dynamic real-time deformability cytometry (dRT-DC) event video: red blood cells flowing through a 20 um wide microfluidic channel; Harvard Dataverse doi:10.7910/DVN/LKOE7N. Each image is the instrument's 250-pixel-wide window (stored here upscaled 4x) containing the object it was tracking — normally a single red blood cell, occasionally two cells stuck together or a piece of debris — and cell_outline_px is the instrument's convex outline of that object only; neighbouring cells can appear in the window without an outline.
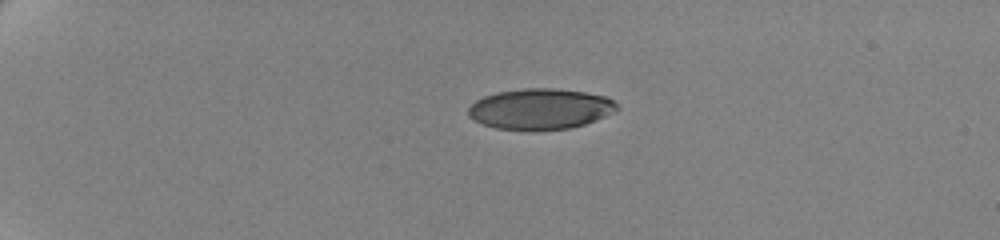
{"species": "human", "species_latin": "Homo sapiens", "temperature_condition": "cold", "stored_images_in_passage": 46, "camera_frame_rate_fps": 3000, "um_per_image_px": 0.085, "donor": {"sex": "female"}, "frame": {"image": 1, "passage_image": 1, "time_ms": 0.0, "image_size_px": [1000, 240], "cell_outline_px": [[620, 108], [616, 112], [584, 124], [572, 128], [496, 128], [484, 124], [468, 116], [468, 108], [476, 100], [484, 96], [496, 92], [524, 88], [552, 88], [584, 92], [604, 96], [612, 100]], "centroid_in_image_um": [45.94, 9.23], "position_along_channel_um": 39.1, "area_um2": 34.56}}
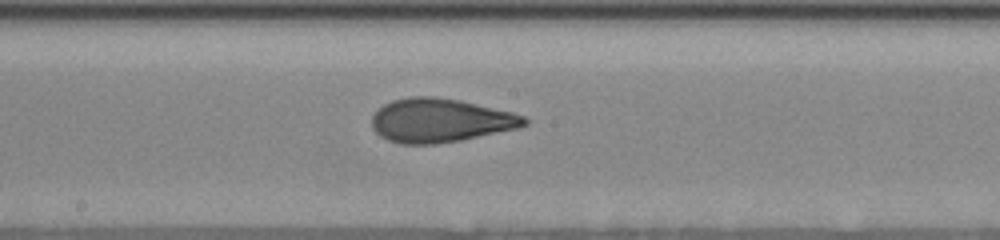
{"frame": {"image": 2, "passage_image": 22, "time_ms": 7.0, "image_size_px": [1000, 240], "cell_outline_px": [[528, 124], [516, 128], [460, 140], [436, 144], [400, 144], [388, 140], [380, 136], [372, 128], [372, 116], [384, 104], [392, 100], [408, 96], [436, 96], [460, 100], [512, 112], [524, 116], [528, 120]], "centroid_in_image_um": [37.39, 10.23], "position_along_channel_um": 210.8, "area_um2": 38.84}}
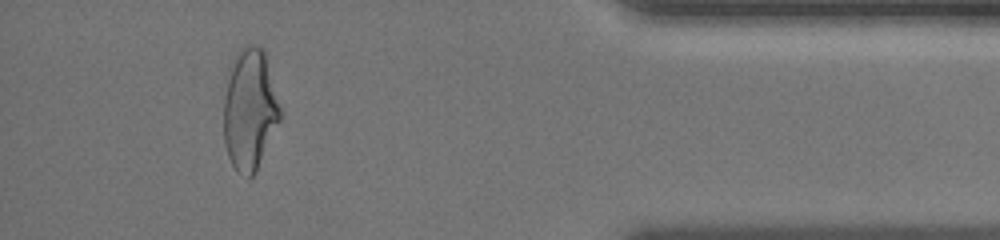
{"frame": {"image": 3, "passage_image": 42, "time_ms": 13.667, "image_size_px": [1000, 240], "cell_outline_px": [[280, 120], [256, 172], [252, 176], [248, 176], [236, 172], [228, 156], [224, 144], [224, 76], [232, 56], [244, 44], [256, 44], [264, 48], [280, 108]], "centroid_in_image_um": [21.18, 9.23], "position_along_channel_um": 414.0, "area_um2": 40.69}, "authors_computed_cell_mechanics": {"area_um2": 38.5526, "velocity_mm_per_s": 3.5113, "shape_relaxation_time_tau1_ms": 4.4416, "shape_relaxation_time_tau2_ms": 1.1427, "deformation_change_tau1": 0.1755, "deformation_change_tau2": 0.0858}}